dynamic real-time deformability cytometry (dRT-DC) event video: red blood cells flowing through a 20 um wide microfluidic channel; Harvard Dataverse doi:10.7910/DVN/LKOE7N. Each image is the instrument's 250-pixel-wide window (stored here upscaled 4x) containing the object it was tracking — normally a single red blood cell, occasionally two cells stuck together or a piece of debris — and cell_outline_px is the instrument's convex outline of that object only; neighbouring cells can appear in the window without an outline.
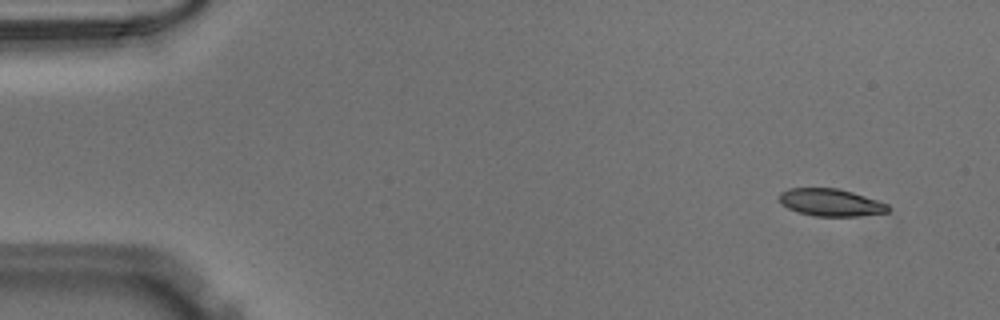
{"species": "Egyptian fruit bat (a non-hibernating species)", "species_latin": "Rousettus aegyptiacus", "temperature_condition": "warm", "stored_images_in_passage": 48, "camera_frame_rate_fps": 3000, "um_per_image_px": 0.085, "animal": {"sex": "male"}, "frame": {"image": 1, "passage_image": 1, "time_ms": 0.0, "image_size_px": [1000, 320], "cell_outline_px": [[888, 212], [856, 216], [816, 216], [796, 212], [780, 204], [780, 192], [788, 188], [836, 188], [852, 192], [888, 204]], "centroid_in_image_um": [70.56, 17.21], "position_along_channel_um": 14.4, "area_um2": 17.22}}
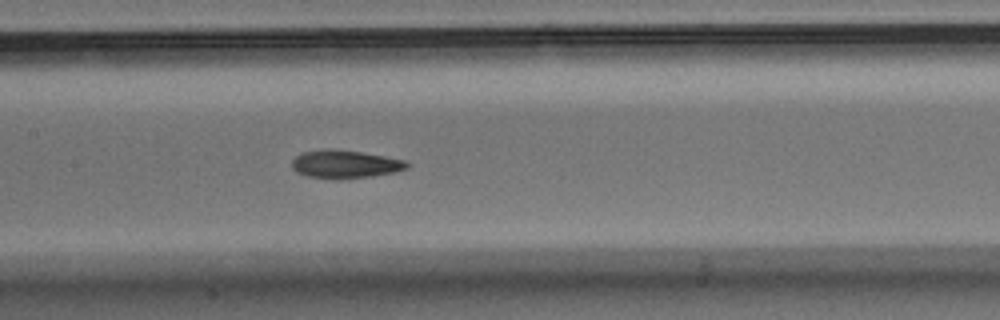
{"frame": {"image": 2, "passage_image": 22, "time_ms": 7.0, "image_size_px": [1000, 320], "cell_outline_px": [[412, 164], [408, 168], [396, 172], [372, 176], [336, 180], [308, 176], [296, 172], [292, 168], [292, 160], [300, 152], [360, 152], [408, 160]], "centroid_in_image_um": [29.42, 14.01], "position_along_channel_um": 178.0, "area_um2": 18.32}}
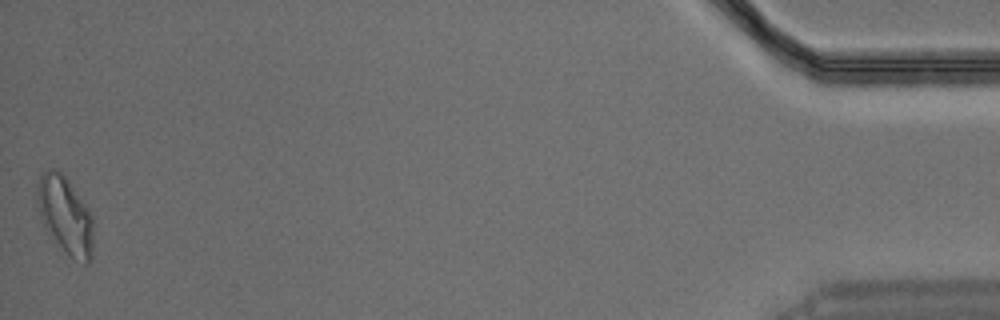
{"frame": {"image": 3, "passage_image": 48, "time_ms": 15.667, "image_size_px": [1000, 320], "cell_outline_px": [[92, 256], [88, 264], [84, 264], [64, 252], [44, 224], [40, 216], [36, 200], [36, 188], [40, 176], [48, 168], [52, 168], [60, 172], [68, 180], [88, 208], [92, 216]], "centroid_in_image_um": [5.54, 18.28], "position_along_channel_um": 429.7, "area_um2": 24.97}}